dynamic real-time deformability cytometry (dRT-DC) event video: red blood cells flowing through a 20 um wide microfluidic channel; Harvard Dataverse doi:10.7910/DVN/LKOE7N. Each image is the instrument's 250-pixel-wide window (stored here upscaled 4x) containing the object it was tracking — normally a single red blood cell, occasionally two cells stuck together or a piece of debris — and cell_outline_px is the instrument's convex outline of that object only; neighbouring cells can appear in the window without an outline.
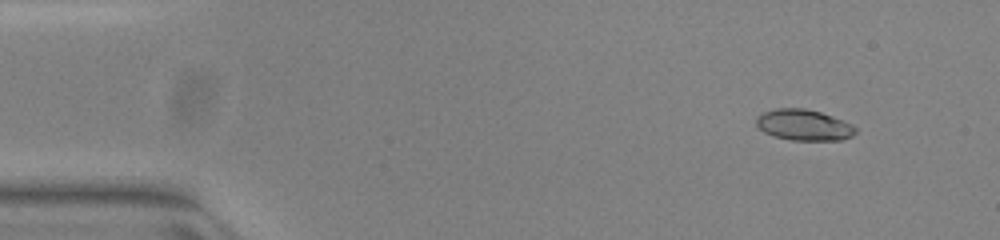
{"species": "common noctule bat (a hibernating species)", "species_latin": "Nyctalus noctula", "temperature_condition": "warm", "stored_images_in_passage": 11, "camera_frame_rate_fps": 3000, "um_per_image_px": 0.085, "animal": {"sex": "female", "body_mass_g": 23.0, "forearm_length_mm": 53.4}, "frame": {"image": 1, "passage_image": 1, "time_ms": 0.0, "image_size_px": [1000, 240], "cell_outline_px": [[856, 132], [852, 136], [844, 140], [792, 140], [776, 136], [764, 132], [756, 124], [756, 116], [764, 112], [776, 108], [804, 108], [820, 112], [832, 116], [852, 124], [856, 128]], "centroid_in_image_um": [68.34, 10.62], "position_along_channel_um": 16.7, "area_um2": 17.86}}